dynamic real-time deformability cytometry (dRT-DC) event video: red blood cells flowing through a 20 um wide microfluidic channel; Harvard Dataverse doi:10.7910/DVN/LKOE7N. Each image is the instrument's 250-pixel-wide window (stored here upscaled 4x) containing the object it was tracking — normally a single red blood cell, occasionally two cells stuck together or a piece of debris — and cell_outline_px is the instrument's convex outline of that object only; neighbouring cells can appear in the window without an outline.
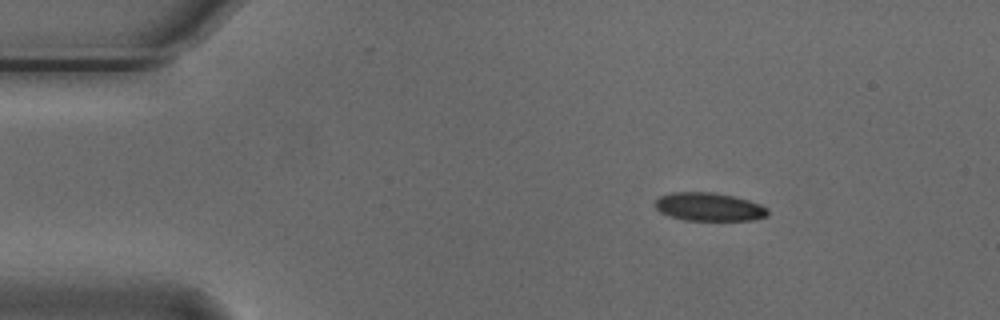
{"species": "Egyptian fruit bat (a non-hibernating species)", "species_latin": "Rousettus aegyptiacus", "temperature_condition": "cold", "stored_images_in_passage": 54, "camera_frame_rate_fps": 3000, "um_per_image_px": 0.085, "animal": {"sex": "male"}, "frame": {"image": 1, "passage_image": 8, "time_ms": 2.333, "image_size_px": [1000, 320], "cell_outline_px": [[768, 216], [752, 220], [684, 220], [668, 216], [660, 212], [656, 208], [656, 200], [660, 196], [672, 192], [716, 192], [736, 196], [760, 204], [768, 208]], "centroid_in_image_um": [60.28, 17.58], "position_along_channel_um": 24.7, "area_um2": 18.73}}
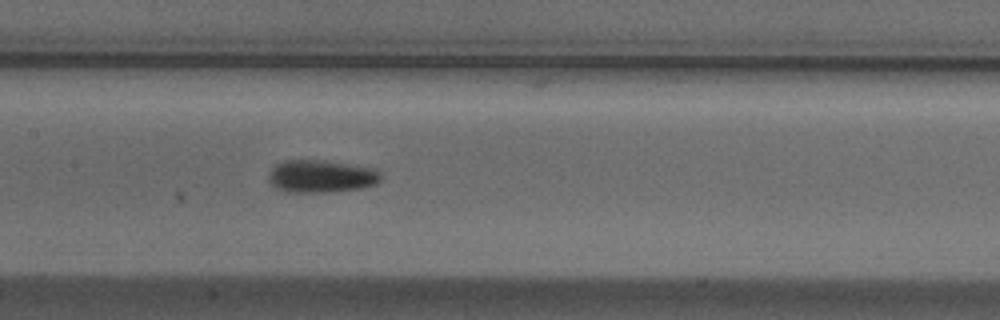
{"frame": {"image": 2, "passage_image": 26, "time_ms": 8.333, "image_size_px": [1000, 320], "cell_outline_px": [[380, 180], [376, 184], [360, 188], [328, 192], [288, 192], [276, 188], [268, 180], [268, 176], [272, 168], [276, 164], [284, 160], [324, 160], [376, 168], [380, 172]], "centroid_in_image_um": [27.3, 14.97], "position_along_channel_um": 180.1, "area_um2": 21.39}}
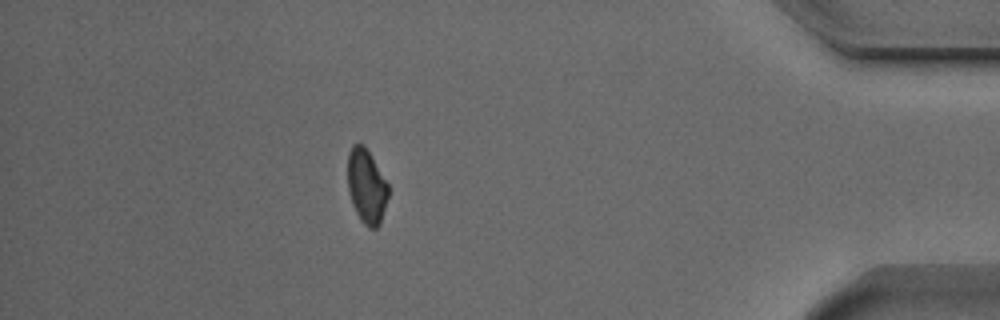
{"frame": {"image": 3, "passage_image": 48, "time_ms": 15.667, "image_size_px": [1000, 320], "cell_outline_px": [[388, 196], [380, 224], [376, 228], [368, 228], [360, 220], [352, 204], [348, 188], [348, 152], [352, 144], [364, 144], [388, 184]], "centroid_in_image_um": [31.14, 15.84], "position_along_channel_um": 404.1, "area_um2": 17.51}, "authors_computed_cell_mechanics": {"area_um2": 19.074, "velocity_mm_per_s": 3.7156, "shape_relaxation_time_tau1_ms": 4.1013, "shape_relaxation_time_tau2_ms": 7.5143, "deformation_change_tau1": 0.0877, "deformation_change_tau2": 0.0941}}